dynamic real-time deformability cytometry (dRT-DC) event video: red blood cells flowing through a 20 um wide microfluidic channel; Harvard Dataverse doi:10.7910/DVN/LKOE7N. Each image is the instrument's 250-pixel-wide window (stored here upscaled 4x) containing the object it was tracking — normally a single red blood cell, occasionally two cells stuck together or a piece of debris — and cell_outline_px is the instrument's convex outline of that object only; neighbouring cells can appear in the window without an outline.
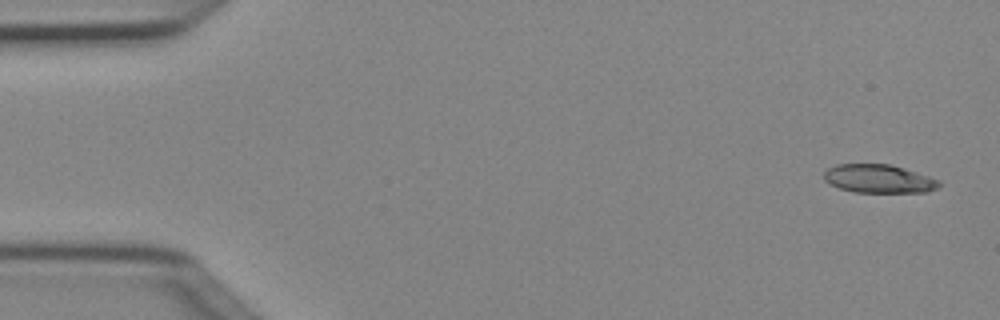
{"species": "Egyptian fruit bat (a non-hibernating species)", "species_latin": "Rousettus aegyptiacus", "temperature_condition": "cold", "stored_images_in_passage": 3, "camera_frame_rate_fps": 3000, "um_per_image_px": 0.085, "animal": {"sex": "female"}, "frame": {"image": 1, "passage_image": 1, "time_ms": 0.0, "image_size_px": [1000, 320], "cell_outline_px": [[940, 184], [936, 188], [928, 192], [852, 192], [840, 188], [824, 180], [824, 172], [828, 168], [836, 164], [888, 164], [904, 168], [940, 180]], "centroid_in_image_um": [74.69, 15.19], "position_along_channel_um": 10.3, "area_um2": 18.96}}
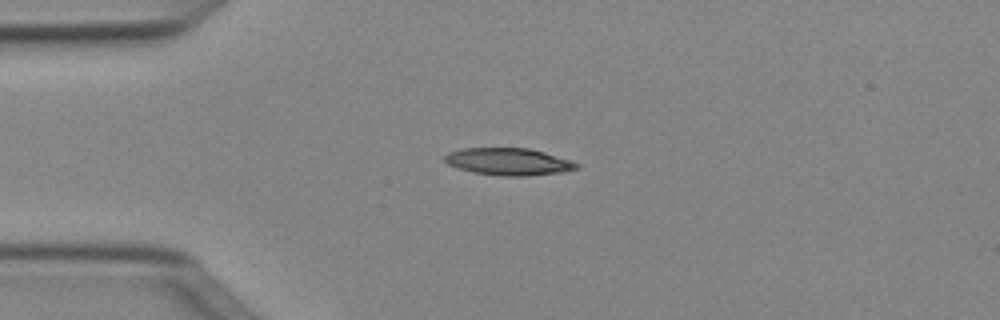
{"frame": {"image": 2, "passage_image": 3, "time_ms": 0.667, "image_size_px": [1000, 320], "cell_outline_px": [[580, 168], [564, 172], [528, 176], [504, 176], [472, 172], [456, 168], [448, 164], [444, 160], [444, 156], [448, 152], [460, 148], [528, 148], [544, 152], [580, 164]], "centroid_in_image_um": [43.21, 13.74], "position_along_channel_um": 41.8, "area_um2": 20.98}}